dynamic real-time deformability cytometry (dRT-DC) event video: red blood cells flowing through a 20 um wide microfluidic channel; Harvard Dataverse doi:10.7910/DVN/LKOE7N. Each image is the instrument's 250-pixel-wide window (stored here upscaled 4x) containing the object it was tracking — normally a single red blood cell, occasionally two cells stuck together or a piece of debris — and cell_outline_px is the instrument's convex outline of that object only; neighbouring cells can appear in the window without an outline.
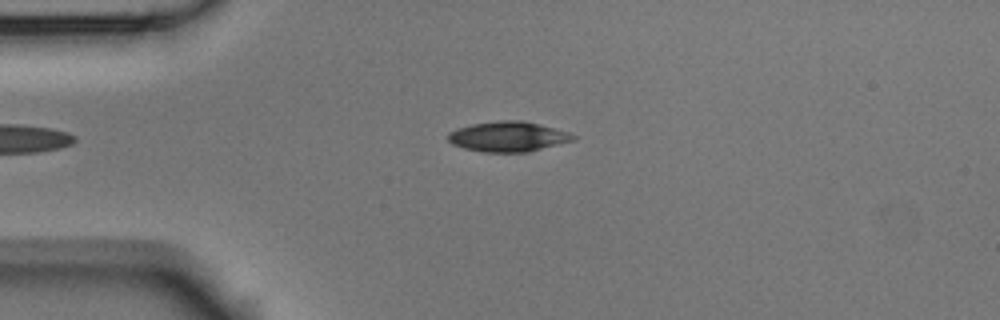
{"species": "Egyptian fruit bat (a non-hibernating species)", "species_latin": "Rousettus aegyptiacus", "temperature_condition": "room temperature", "stored_images_in_passage": 4, "camera_frame_rate_fps": 3000, "um_per_image_px": 0.085, "animal": {"sex": "male"}, "frame": {"image": 1, "passage_image": 4, "time_ms": 1.0, "image_size_px": [1000, 320], "cell_outline_px": [[576, 140], [528, 152], [484, 152], [464, 148], [452, 144], [448, 140], [448, 132], [456, 128], [472, 124], [500, 120], [520, 120], [568, 132], [576, 136]], "centroid_in_image_um": [43.16, 11.62], "position_along_channel_um": 41.8, "area_um2": 21.85}}